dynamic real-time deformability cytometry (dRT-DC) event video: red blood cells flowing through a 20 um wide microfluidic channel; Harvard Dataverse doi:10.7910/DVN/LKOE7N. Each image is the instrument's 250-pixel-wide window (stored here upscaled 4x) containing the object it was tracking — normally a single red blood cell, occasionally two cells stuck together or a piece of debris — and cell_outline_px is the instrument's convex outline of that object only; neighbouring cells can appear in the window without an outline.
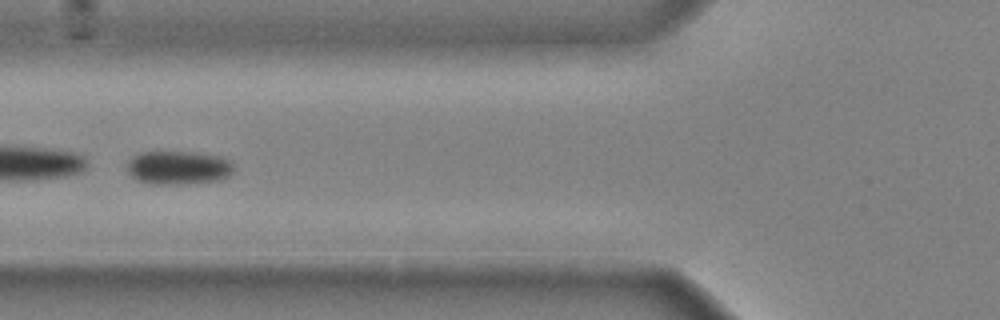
{"species": "common noctule bat (a hibernating species)", "species_latin": "Nyctalus noctula", "temperature_condition": "cold", "stored_images_in_passage": 40, "camera_frame_rate_fps": 3000, "um_per_image_px": 0.085, "animal": {"sex": "male", "body_mass_g": 20.4}, "frame": {"image": 1, "passage_image": 11, "time_ms": 3.333, "image_size_px": [1000, 320], "cell_outline_px": [[232, 172], [228, 176], [220, 180], [184, 184], [148, 184], [136, 180], [128, 172], [124, 164], [132, 156], [140, 152], [196, 152], [220, 156], [232, 160]], "centroid_in_image_um": [15.12, 14.25], "position_along_channel_um": 110.7, "area_um2": 21.27}}
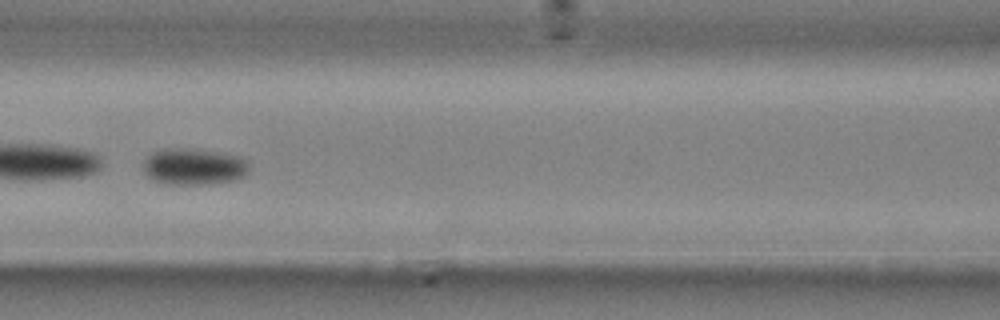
{"frame": {"image": 2, "passage_image": 14, "time_ms": 4.333, "image_size_px": [1000, 320], "cell_outline_px": [[248, 172], [244, 176], [232, 180], [204, 184], [168, 184], [152, 180], [144, 172], [144, 160], [152, 152], [164, 148], [196, 148], [236, 156], [244, 160], [248, 164]], "centroid_in_image_um": [16.42, 14.15], "position_along_channel_um": 150.2, "area_um2": 22.37}}
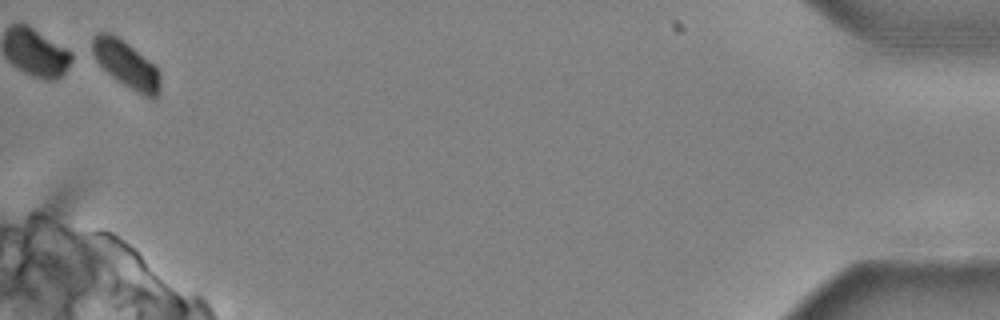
{"frame": {"image": 3, "passage_image": 40, "time_ms": 13.0, "image_size_px": [1000, 320], "cell_outline_px": [[160, 92], [156, 100], [152, 100], [144, 96], [124, 84], [112, 76], [88, 52], [92, 40], [100, 32], [112, 32], [156, 64], [160, 72]], "centroid_in_image_um": [10.76, 5.47], "position_along_channel_um": 424.4, "area_um2": 18.96}, "authors_computed_cell_mechanics": {"area_um2": 23.0622, "velocity_mm_per_s": 3.9383, "shape_relaxation_time_tau1_ms": 3.439, "shape_relaxation_time_tau2_ms": null, "deformation_change_tau1": 0.0744, "deformation_change_tau2": null}}